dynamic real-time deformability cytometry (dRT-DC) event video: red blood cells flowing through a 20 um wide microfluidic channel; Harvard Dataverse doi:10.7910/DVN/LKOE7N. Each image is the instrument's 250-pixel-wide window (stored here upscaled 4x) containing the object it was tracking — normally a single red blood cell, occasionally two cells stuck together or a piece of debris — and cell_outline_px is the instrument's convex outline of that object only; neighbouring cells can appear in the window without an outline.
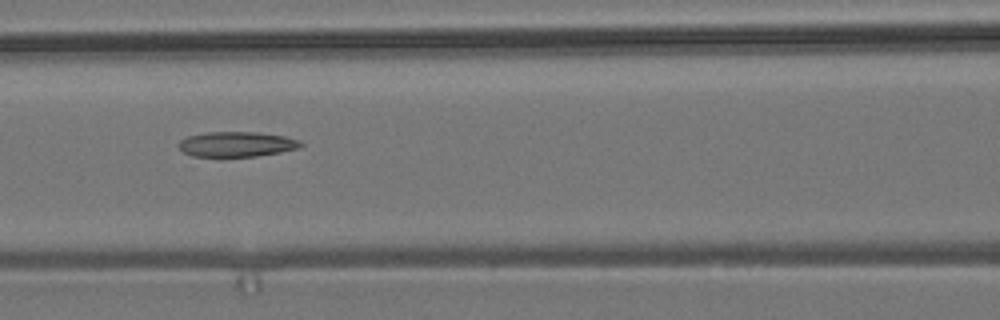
{"species": "common noctule bat (a hibernating species)", "species_latin": "Nyctalus noctula", "temperature_condition": "room temperature", "stored_images_in_passage": 10, "camera_frame_rate_fps": 3000, "um_per_image_px": 0.085, "animal": {"sex": "male", "body_mass_g": 19.2, "forearm_length_mm": 51.8}, "frame": {"image": 1, "passage_image": 6, "time_ms": 1.667, "image_size_px": [1000, 320], "cell_outline_px": [[304, 144], [300, 148], [280, 152], [256, 156], [220, 160], [192, 156], [184, 152], [180, 148], [180, 140], [188, 136], [208, 132], [256, 132], [284, 136], [300, 140]], "centroid_in_image_um": [20.1, 12.31], "position_along_channel_um": 146.5, "area_um2": 18.61}}
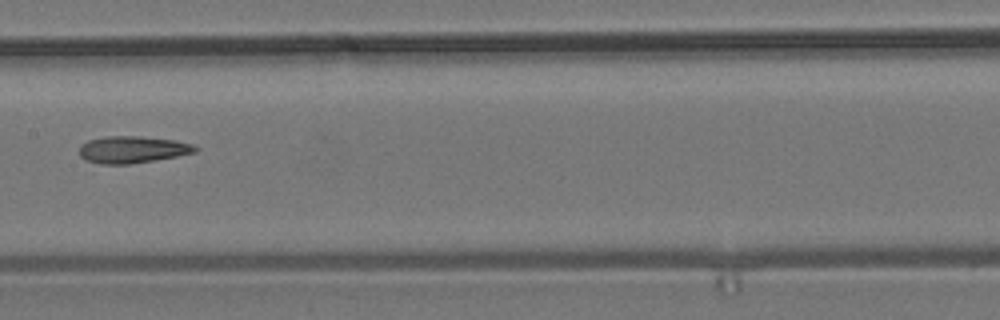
{"frame": {"image": 2, "passage_image": 7, "time_ms": 2.0, "image_size_px": [1000, 320], "cell_outline_px": [[200, 148], [196, 152], [176, 156], [132, 164], [100, 164], [84, 160], [80, 156], [80, 144], [88, 140], [104, 136], [140, 136], [176, 140], [192, 144]], "centroid_in_image_um": [11.24, 12.71], "position_along_channel_um": 196.2, "area_um2": 18.38}}
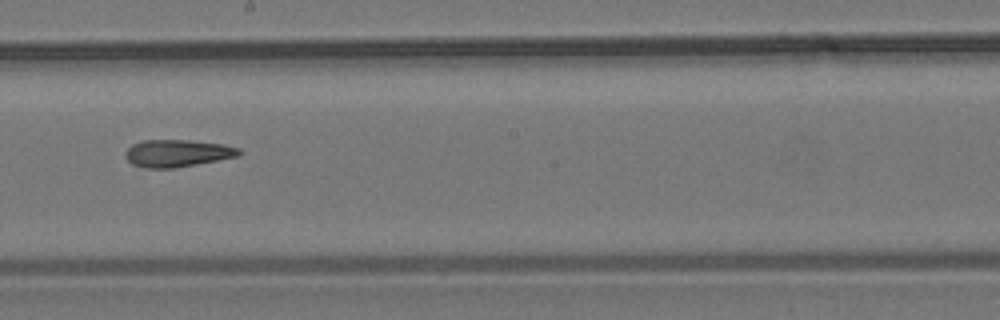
{"frame": {"image": 3, "passage_image": 8, "time_ms": 2.333, "image_size_px": [1000, 320], "cell_outline_px": [[244, 152], [236, 156], [176, 168], [148, 168], [132, 164], [124, 156], [124, 152], [132, 144], [140, 140], [188, 140], [224, 144], [240, 148]], "centroid_in_image_um": [15.05, 13.01], "position_along_channel_um": 233.1, "area_um2": 18.09}}